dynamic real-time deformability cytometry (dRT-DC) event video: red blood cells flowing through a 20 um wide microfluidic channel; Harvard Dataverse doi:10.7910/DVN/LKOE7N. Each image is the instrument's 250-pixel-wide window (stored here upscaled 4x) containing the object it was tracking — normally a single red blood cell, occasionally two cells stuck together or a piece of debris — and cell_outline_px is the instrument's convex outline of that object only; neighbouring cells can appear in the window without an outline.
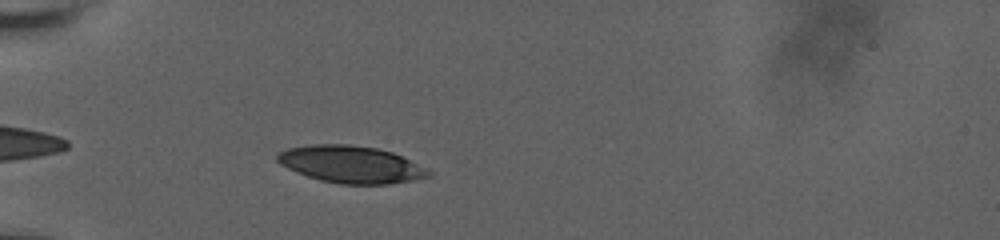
{"species": "human", "species_latin": "Homo sapiens", "temperature_condition": "room temperature", "stored_images_in_passage": 23, "camera_frame_rate_fps": 3000, "um_per_image_px": 0.085, "donor": {"sex": "male"}, "frame": {"image": 1, "passage_image": 7, "time_ms": 1.333, "image_size_px": [1000, 240], "cell_outline_px": [[436, 172], [432, 176], [416, 180], [388, 184], [340, 184], [320, 180], [296, 172], [280, 164], [276, 160], [276, 152], [288, 148], [308, 144], [352, 144], [376, 148], [392, 152]], "centroid_in_image_um": [29.85, 13.97], "position_along_channel_um": 55.1, "area_um2": 33.12}}
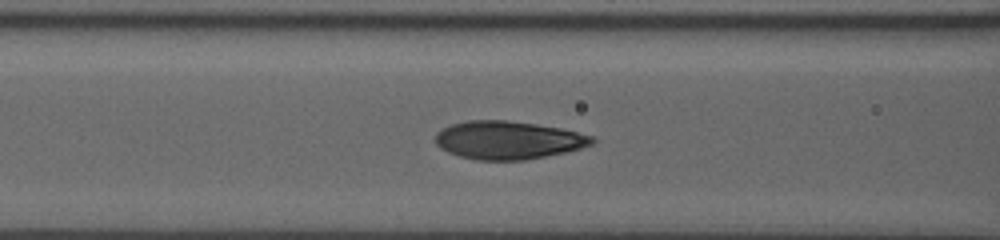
{"frame": {"image": 2, "passage_image": 18, "time_ms": 3.667, "image_size_px": [1000, 240], "cell_outline_px": [[596, 140], [592, 144], [580, 148], [564, 152], [524, 160], [476, 160], [460, 156], [448, 152], [440, 148], [436, 144], [436, 132], [452, 124], [468, 120], [504, 120], [536, 124], [560, 128], [592, 136]], "centroid_in_image_um": [43.16, 11.91], "position_along_channel_um": 123.4, "area_um2": 34.51}}
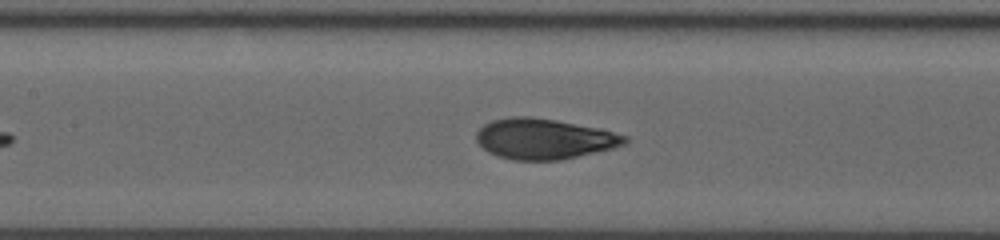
{"frame": {"image": 3, "passage_image": 23, "time_ms": 4.667, "image_size_px": [1000, 240], "cell_outline_px": [[628, 140], [624, 144], [612, 148], [560, 160], [512, 160], [496, 156], [488, 152], [476, 140], [476, 132], [484, 124], [492, 120], [512, 116], [532, 116], [556, 120], [600, 128], [628, 136]], "centroid_in_image_um": [46.22, 11.79], "position_along_channel_um": 161.2, "area_um2": 35.08}}